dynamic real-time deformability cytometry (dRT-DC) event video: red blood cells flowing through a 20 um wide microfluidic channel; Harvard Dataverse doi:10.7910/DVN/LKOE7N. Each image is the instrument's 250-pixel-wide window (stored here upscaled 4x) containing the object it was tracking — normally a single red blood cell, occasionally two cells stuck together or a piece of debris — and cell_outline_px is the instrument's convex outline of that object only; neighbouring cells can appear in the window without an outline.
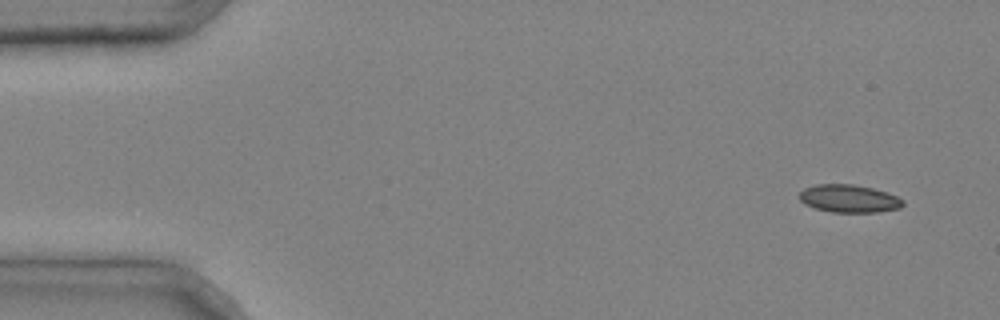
{"species": "common noctule bat (a hibernating species)", "species_latin": "Nyctalus noctula", "temperature_condition": "cold", "stored_images_in_passage": 4, "camera_frame_rate_fps": 3000, "um_per_image_px": 0.085, "animal": {"sex": "male", "body_mass_g": 20.4}, "frame": {"image": 1, "passage_image": 1, "time_ms": 0.0, "image_size_px": [1000, 320], "cell_outline_px": [[904, 204], [900, 208], [876, 212], [832, 212], [816, 208], [804, 204], [800, 200], [800, 192], [804, 188], [816, 184], [852, 184], [872, 188], [896, 196], [904, 200]], "centroid_in_image_um": [72.15, 16.88], "position_along_channel_um": 12.8, "area_um2": 16.65}}